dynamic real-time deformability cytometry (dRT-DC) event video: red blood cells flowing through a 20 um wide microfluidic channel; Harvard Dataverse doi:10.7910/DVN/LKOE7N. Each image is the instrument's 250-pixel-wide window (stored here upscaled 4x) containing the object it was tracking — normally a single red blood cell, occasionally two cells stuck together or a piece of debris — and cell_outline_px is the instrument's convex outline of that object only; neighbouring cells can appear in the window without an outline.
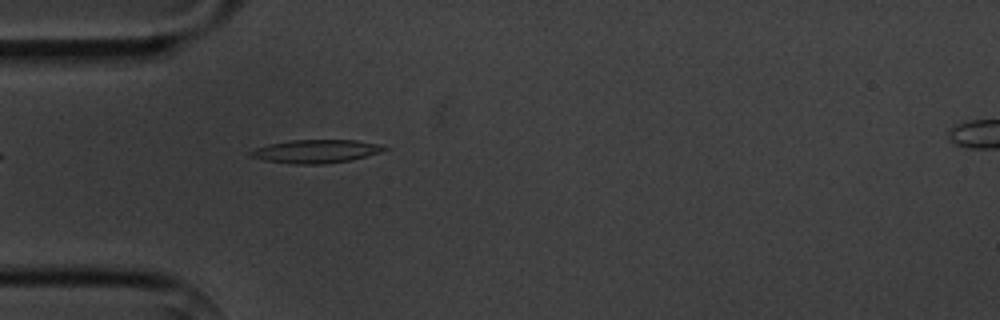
{"species": "common noctule bat (a hibernating species)", "species_latin": "Nyctalus noctula", "temperature_condition": "cold", "stored_images_in_passage": 6, "segment_of_instrument_passage": [1, 2], "camera_frame_rate_fps": 3000, "um_per_image_px": 0.085, "animal": {"sex": "male", "body_mass_g": 20.1, "forearm_length_mm": 53.5}, "frame": {"image": 1, "passage_image": 5, "time_ms": 4.667, "image_size_px": [1000, 320], "cell_outline_px": [[388, 148], [380, 152], [352, 160], [324, 164], [292, 164], [264, 160], [248, 156], [248, 152], [256, 148], [268, 144], [292, 140], [356, 140], [380, 144]], "centroid_in_image_um": [26.83, 12.86], "position_along_channel_um": 58.2, "area_um2": 18.21}}